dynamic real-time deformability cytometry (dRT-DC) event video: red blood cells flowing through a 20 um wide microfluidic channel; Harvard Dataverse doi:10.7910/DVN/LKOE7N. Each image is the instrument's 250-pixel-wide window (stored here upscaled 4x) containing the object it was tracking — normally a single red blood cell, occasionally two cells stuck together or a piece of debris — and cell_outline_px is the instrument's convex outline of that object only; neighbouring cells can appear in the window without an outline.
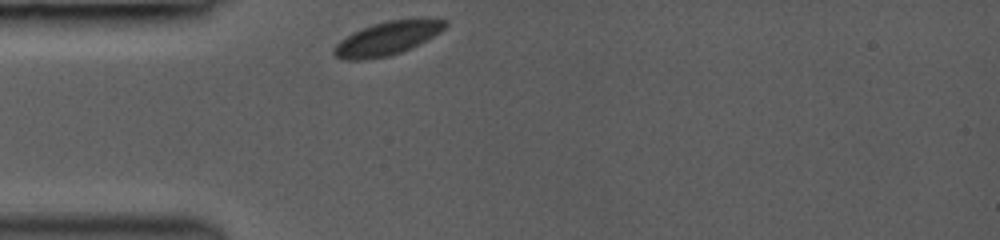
{"species": "common noctule bat (a hibernating species)", "species_latin": "Nyctalus noctula", "temperature_condition": "room temperature", "stored_images_in_passage": 16, "camera_frame_rate_fps": 3000, "um_per_image_px": 0.085, "animal": {"sex": "female", "body_mass_g": 19.0, "forearm_length_mm": 53.3}, "frame": {"image": 1, "passage_image": 1, "time_ms": 0.0, "image_size_px": [1000, 240], "cell_outline_px": [[448, 24], [440, 32], [400, 52], [388, 56], [364, 60], [340, 60], [332, 56], [332, 48], [340, 40], [352, 32], [388, 20], [420, 16], [448, 20]], "centroid_in_image_um": [32.9, 3.23], "position_along_channel_um": 52.1, "area_um2": 22.02}}
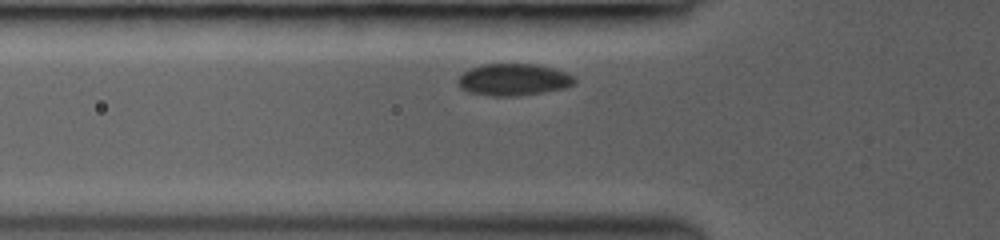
{"frame": {"image": 2, "passage_image": 7, "time_ms": 1.0, "image_size_px": [1000, 240], "cell_outline_px": [[576, 84], [568, 88], [520, 96], [492, 96], [468, 92], [460, 88], [456, 80], [464, 72], [480, 64], [536, 64], [552, 68], [576, 76]], "centroid_in_image_um": [43.68, 6.78], "position_along_channel_um": 82.1, "area_um2": 21.96}}